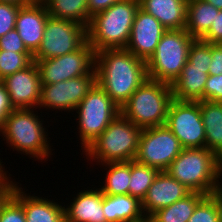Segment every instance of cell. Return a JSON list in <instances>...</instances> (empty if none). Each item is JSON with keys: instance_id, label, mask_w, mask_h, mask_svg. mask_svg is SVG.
<instances>
[{"instance_id": "40", "label": "cell", "mask_w": 222, "mask_h": 222, "mask_svg": "<svg viewBox=\"0 0 222 222\" xmlns=\"http://www.w3.org/2000/svg\"><path fill=\"white\" fill-rule=\"evenodd\" d=\"M120 0H88L89 16L93 17L95 14L104 11Z\"/></svg>"}, {"instance_id": "34", "label": "cell", "mask_w": 222, "mask_h": 222, "mask_svg": "<svg viewBox=\"0 0 222 222\" xmlns=\"http://www.w3.org/2000/svg\"><path fill=\"white\" fill-rule=\"evenodd\" d=\"M0 50L16 53H31L25 46L16 29L0 37Z\"/></svg>"}, {"instance_id": "24", "label": "cell", "mask_w": 222, "mask_h": 222, "mask_svg": "<svg viewBox=\"0 0 222 222\" xmlns=\"http://www.w3.org/2000/svg\"><path fill=\"white\" fill-rule=\"evenodd\" d=\"M219 10L204 0H188L185 30L194 39H202L211 28Z\"/></svg>"}, {"instance_id": "41", "label": "cell", "mask_w": 222, "mask_h": 222, "mask_svg": "<svg viewBox=\"0 0 222 222\" xmlns=\"http://www.w3.org/2000/svg\"><path fill=\"white\" fill-rule=\"evenodd\" d=\"M217 205L219 221L222 222V183L209 195Z\"/></svg>"}, {"instance_id": "13", "label": "cell", "mask_w": 222, "mask_h": 222, "mask_svg": "<svg viewBox=\"0 0 222 222\" xmlns=\"http://www.w3.org/2000/svg\"><path fill=\"white\" fill-rule=\"evenodd\" d=\"M97 84L96 70L90 75L74 77L55 84L41 85L38 108L74 112L82 99ZM47 108V109H46Z\"/></svg>"}, {"instance_id": "31", "label": "cell", "mask_w": 222, "mask_h": 222, "mask_svg": "<svg viewBox=\"0 0 222 222\" xmlns=\"http://www.w3.org/2000/svg\"><path fill=\"white\" fill-rule=\"evenodd\" d=\"M188 222H220L215 201L208 195L195 208Z\"/></svg>"}, {"instance_id": "15", "label": "cell", "mask_w": 222, "mask_h": 222, "mask_svg": "<svg viewBox=\"0 0 222 222\" xmlns=\"http://www.w3.org/2000/svg\"><path fill=\"white\" fill-rule=\"evenodd\" d=\"M166 31L167 29L155 17L139 8L125 49L147 61Z\"/></svg>"}, {"instance_id": "45", "label": "cell", "mask_w": 222, "mask_h": 222, "mask_svg": "<svg viewBox=\"0 0 222 222\" xmlns=\"http://www.w3.org/2000/svg\"><path fill=\"white\" fill-rule=\"evenodd\" d=\"M140 222H150V220L148 218H145L144 220H142Z\"/></svg>"}, {"instance_id": "3", "label": "cell", "mask_w": 222, "mask_h": 222, "mask_svg": "<svg viewBox=\"0 0 222 222\" xmlns=\"http://www.w3.org/2000/svg\"><path fill=\"white\" fill-rule=\"evenodd\" d=\"M35 109H13L5 119L1 134L7 146L35 160L44 161L52 154L48 140V129L43 125L40 115L35 113Z\"/></svg>"}, {"instance_id": "9", "label": "cell", "mask_w": 222, "mask_h": 222, "mask_svg": "<svg viewBox=\"0 0 222 222\" xmlns=\"http://www.w3.org/2000/svg\"><path fill=\"white\" fill-rule=\"evenodd\" d=\"M33 61L37 64L41 85L90 75L95 71V51L87 40L77 50L63 56Z\"/></svg>"}, {"instance_id": "18", "label": "cell", "mask_w": 222, "mask_h": 222, "mask_svg": "<svg viewBox=\"0 0 222 222\" xmlns=\"http://www.w3.org/2000/svg\"><path fill=\"white\" fill-rule=\"evenodd\" d=\"M17 182L14 185L13 196L22 204L26 215V222H65L63 203L48 200L25 193L22 186ZM24 191V192H23Z\"/></svg>"}, {"instance_id": "38", "label": "cell", "mask_w": 222, "mask_h": 222, "mask_svg": "<svg viewBox=\"0 0 222 222\" xmlns=\"http://www.w3.org/2000/svg\"><path fill=\"white\" fill-rule=\"evenodd\" d=\"M13 109V106L10 104L8 92L4 84L0 81V134L6 117Z\"/></svg>"}, {"instance_id": "21", "label": "cell", "mask_w": 222, "mask_h": 222, "mask_svg": "<svg viewBox=\"0 0 222 222\" xmlns=\"http://www.w3.org/2000/svg\"><path fill=\"white\" fill-rule=\"evenodd\" d=\"M209 68L184 65L179 77L172 83L173 99L178 101H204V88Z\"/></svg>"}, {"instance_id": "33", "label": "cell", "mask_w": 222, "mask_h": 222, "mask_svg": "<svg viewBox=\"0 0 222 222\" xmlns=\"http://www.w3.org/2000/svg\"><path fill=\"white\" fill-rule=\"evenodd\" d=\"M20 6L0 2V37L15 29Z\"/></svg>"}, {"instance_id": "20", "label": "cell", "mask_w": 222, "mask_h": 222, "mask_svg": "<svg viewBox=\"0 0 222 222\" xmlns=\"http://www.w3.org/2000/svg\"><path fill=\"white\" fill-rule=\"evenodd\" d=\"M188 0H139V8L155 17L167 30L186 27Z\"/></svg>"}, {"instance_id": "16", "label": "cell", "mask_w": 222, "mask_h": 222, "mask_svg": "<svg viewBox=\"0 0 222 222\" xmlns=\"http://www.w3.org/2000/svg\"><path fill=\"white\" fill-rule=\"evenodd\" d=\"M190 192L188 188L171 177L166 171H160L141 201L143 214L148 218L155 211L170 206Z\"/></svg>"}, {"instance_id": "37", "label": "cell", "mask_w": 222, "mask_h": 222, "mask_svg": "<svg viewBox=\"0 0 222 222\" xmlns=\"http://www.w3.org/2000/svg\"><path fill=\"white\" fill-rule=\"evenodd\" d=\"M211 64L209 65V75H220L222 74V43L212 44L211 43Z\"/></svg>"}, {"instance_id": "17", "label": "cell", "mask_w": 222, "mask_h": 222, "mask_svg": "<svg viewBox=\"0 0 222 222\" xmlns=\"http://www.w3.org/2000/svg\"><path fill=\"white\" fill-rule=\"evenodd\" d=\"M49 16L42 0H35L32 4L19 9L15 29L32 54L40 47Z\"/></svg>"}, {"instance_id": "14", "label": "cell", "mask_w": 222, "mask_h": 222, "mask_svg": "<svg viewBox=\"0 0 222 222\" xmlns=\"http://www.w3.org/2000/svg\"><path fill=\"white\" fill-rule=\"evenodd\" d=\"M14 109H37L40 101L41 80L35 61L28 67L1 80Z\"/></svg>"}, {"instance_id": "1", "label": "cell", "mask_w": 222, "mask_h": 222, "mask_svg": "<svg viewBox=\"0 0 222 222\" xmlns=\"http://www.w3.org/2000/svg\"><path fill=\"white\" fill-rule=\"evenodd\" d=\"M95 70L98 85L119 108L148 78L146 61L125 48L96 52Z\"/></svg>"}, {"instance_id": "29", "label": "cell", "mask_w": 222, "mask_h": 222, "mask_svg": "<svg viewBox=\"0 0 222 222\" xmlns=\"http://www.w3.org/2000/svg\"><path fill=\"white\" fill-rule=\"evenodd\" d=\"M32 62V53H16L0 50V81L15 72L28 67Z\"/></svg>"}, {"instance_id": "28", "label": "cell", "mask_w": 222, "mask_h": 222, "mask_svg": "<svg viewBox=\"0 0 222 222\" xmlns=\"http://www.w3.org/2000/svg\"><path fill=\"white\" fill-rule=\"evenodd\" d=\"M158 173L157 169L132 160L129 195L137 197L142 201Z\"/></svg>"}, {"instance_id": "32", "label": "cell", "mask_w": 222, "mask_h": 222, "mask_svg": "<svg viewBox=\"0 0 222 222\" xmlns=\"http://www.w3.org/2000/svg\"><path fill=\"white\" fill-rule=\"evenodd\" d=\"M0 222H26L22 204L12 195L0 211Z\"/></svg>"}, {"instance_id": "19", "label": "cell", "mask_w": 222, "mask_h": 222, "mask_svg": "<svg viewBox=\"0 0 222 222\" xmlns=\"http://www.w3.org/2000/svg\"><path fill=\"white\" fill-rule=\"evenodd\" d=\"M72 199L73 202L70 200L69 205H64L65 222H107L100 188L81 190Z\"/></svg>"}, {"instance_id": "42", "label": "cell", "mask_w": 222, "mask_h": 222, "mask_svg": "<svg viewBox=\"0 0 222 222\" xmlns=\"http://www.w3.org/2000/svg\"><path fill=\"white\" fill-rule=\"evenodd\" d=\"M34 1L35 0H0V2L9 3L20 7L30 5Z\"/></svg>"}, {"instance_id": "44", "label": "cell", "mask_w": 222, "mask_h": 222, "mask_svg": "<svg viewBox=\"0 0 222 222\" xmlns=\"http://www.w3.org/2000/svg\"><path fill=\"white\" fill-rule=\"evenodd\" d=\"M7 171H0V182L7 176Z\"/></svg>"}, {"instance_id": "39", "label": "cell", "mask_w": 222, "mask_h": 222, "mask_svg": "<svg viewBox=\"0 0 222 222\" xmlns=\"http://www.w3.org/2000/svg\"><path fill=\"white\" fill-rule=\"evenodd\" d=\"M9 176H11L10 173L0 182V211L5 202L13 195L14 185L17 183L13 182V178Z\"/></svg>"}, {"instance_id": "23", "label": "cell", "mask_w": 222, "mask_h": 222, "mask_svg": "<svg viewBox=\"0 0 222 222\" xmlns=\"http://www.w3.org/2000/svg\"><path fill=\"white\" fill-rule=\"evenodd\" d=\"M201 118L205 129V148L222 161V103L200 101Z\"/></svg>"}, {"instance_id": "11", "label": "cell", "mask_w": 222, "mask_h": 222, "mask_svg": "<svg viewBox=\"0 0 222 222\" xmlns=\"http://www.w3.org/2000/svg\"><path fill=\"white\" fill-rule=\"evenodd\" d=\"M183 147L166 125L145 128L141 132L135 161L166 171Z\"/></svg>"}, {"instance_id": "5", "label": "cell", "mask_w": 222, "mask_h": 222, "mask_svg": "<svg viewBox=\"0 0 222 222\" xmlns=\"http://www.w3.org/2000/svg\"><path fill=\"white\" fill-rule=\"evenodd\" d=\"M143 129L121 113L82 151L86 159L97 164L129 162L135 159ZM101 162V163H100Z\"/></svg>"}, {"instance_id": "35", "label": "cell", "mask_w": 222, "mask_h": 222, "mask_svg": "<svg viewBox=\"0 0 222 222\" xmlns=\"http://www.w3.org/2000/svg\"><path fill=\"white\" fill-rule=\"evenodd\" d=\"M204 100L222 103V74L208 76L204 88Z\"/></svg>"}, {"instance_id": "8", "label": "cell", "mask_w": 222, "mask_h": 222, "mask_svg": "<svg viewBox=\"0 0 222 222\" xmlns=\"http://www.w3.org/2000/svg\"><path fill=\"white\" fill-rule=\"evenodd\" d=\"M75 110L78 115V119L75 120H79L77 129L82 151L120 114V108L98 83L87 93Z\"/></svg>"}, {"instance_id": "30", "label": "cell", "mask_w": 222, "mask_h": 222, "mask_svg": "<svg viewBox=\"0 0 222 222\" xmlns=\"http://www.w3.org/2000/svg\"><path fill=\"white\" fill-rule=\"evenodd\" d=\"M211 60V43L195 39L189 48L187 62L192 67L209 68Z\"/></svg>"}, {"instance_id": "25", "label": "cell", "mask_w": 222, "mask_h": 222, "mask_svg": "<svg viewBox=\"0 0 222 222\" xmlns=\"http://www.w3.org/2000/svg\"><path fill=\"white\" fill-rule=\"evenodd\" d=\"M205 197L206 195L199 192H190L170 206L155 211L148 219L150 222H188L196 206Z\"/></svg>"}, {"instance_id": "2", "label": "cell", "mask_w": 222, "mask_h": 222, "mask_svg": "<svg viewBox=\"0 0 222 222\" xmlns=\"http://www.w3.org/2000/svg\"><path fill=\"white\" fill-rule=\"evenodd\" d=\"M166 172L191 192L206 196L222 183V161L206 148H183Z\"/></svg>"}, {"instance_id": "4", "label": "cell", "mask_w": 222, "mask_h": 222, "mask_svg": "<svg viewBox=\"0 0 222 222\" xmlns=\"http://www.w3.org/2000/svg\"><path fill=\"white\" fill-rule=\"evenodd\" d=\"M138 9L139 0H120L91 17L87 41L95 53L126 47Z\"/></svg>"}, {"instance_id": "10", "label": "cell", "mask_w": 222, "mask_h": 222, "mask_svg": "<svg viewBox=\"0 0 222 222\" xmlns=\"http://www.w3.org/2000/svg\"><path fill=\"white\" fill-rule=\"evenodd\" d=\"M87 40V28L76 21L49 16L40 47L33 60L63 56L77 50Z\"/></svg>"}, {"instance_id": "27", "label": "cell", "mask_w": 222, "mask_h": 222, "mask_svg": "<svg viewBox=\"0 0 222 222\" xmlns=\"http://www.w3.org/2000/svg\"><path fill=\"white\" fill-rule=\"evenodd\" d=\"M105 166L106 178L100 188L106 195L129 194V181L131 177V161L101 164Z\"/></svg>"}, {"instance_id": "12", "label": "cell", "mask_w": 222, "mask_h": 222, "mask_svg": "<svg viewBox=\"0 0 222 222\" xmlns=\"http://www.w3.org/2000/svg\"><path fill=\"white\" fill-rule=\"evenodd\" d=\"M165 125L179 139L183 148H205V129L201 118L200 101L173 99Z\"/></svg>"}, {"instance_id": "6", "label": "cell", "mask_w": 222, "mask_h": 222, "mask_svg": "<svg viewBox=\"0 0 222 222\" xmlns=\"http://www.w3.org/2000/svg\"><path fill=\"white\" fill-rule=\"evenodd\" d=\"M173 100L171 85L146 79L120 108V113L141 129L165 125Z\"/></svg>"}, {"instance_id": "43", "label": "cell", "mask_w": 222, "mask_h": 222, "mask_svg": "<svg viewBox=\"0 0 222 222\" xmlns=\"http://www.w3.org/2000/svg\"><path fill=\"white\" fill-rule=\"evenodd\" d=\"M205 2L212 4L217 9H222V0H204Z\"/></svg>"}, {"instance_id": "7", "label": "cell", "mask_w": 222, "mask_h": 222, "mask_svg": "<svg viewBox=\"0 0 222 222\" xmlns=\"http://www.w3.org/2000/svg\"><path fill=\"white\" fill-rule=\"evenodd\" d=\"M194 40L185 29L167 30L146 61L148 79L172 85L188 61L189 48Z\"/></svg>"}, {"instance_id": "26", "label": "cell", "mask_w": 222, "mask_h": 222, "mask_svg": "<svg viewBox=\"0 0 222 222\" xmlns=\"http://www.w3.org/2000/svg\"><path fill=\"white\" fill-rule=\"evenodd\" d=\"M51 17L76 21L88 28L89 16L88 0H42Z\"/></svg>"}, {"instance_id": "36", "label": "cell", "mask_w": 222, "mask_h": 222, "mask_svg": "<svg viewBox=\"0 0 222 222\" xmlns=\"http://www.w3.org/2000/svg\"><path fill=\"white\" fill-rule=\"evenodd\" d=\"M206 43L221 44L222 43V9L216 15L208 33L201 39Z\"/></svg>"}, {"instance_id": "22", "label": "cell", "mask_w": 222, "mask_h": 222, "mask_svg": "<svg viewBox=\"0 0 222 222\" xmlns=\"http://www.w3.org/2000/svg\"><path fill=\"white\" fill-rule=\"evenodd\" d=\"M103 214L107 222H140L146 218L141 201L129 194H103Z\"/></svg>"}]
</instances>
